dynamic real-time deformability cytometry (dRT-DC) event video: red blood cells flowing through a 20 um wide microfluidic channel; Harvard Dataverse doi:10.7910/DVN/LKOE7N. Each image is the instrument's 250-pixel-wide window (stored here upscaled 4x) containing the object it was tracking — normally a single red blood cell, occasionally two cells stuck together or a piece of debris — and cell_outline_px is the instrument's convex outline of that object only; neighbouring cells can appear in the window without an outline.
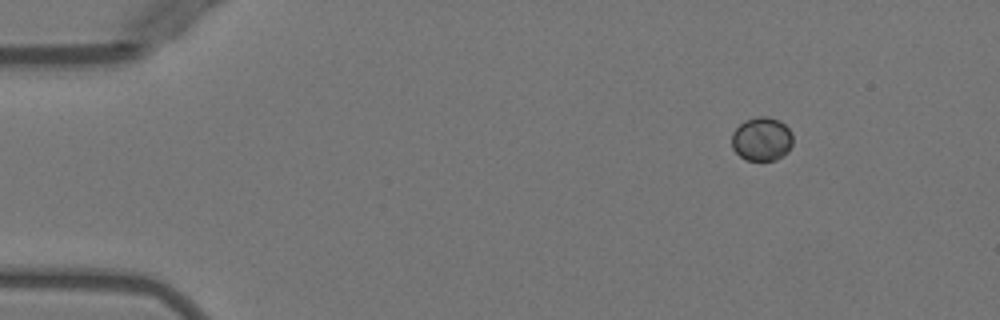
{"species": "Egyptian fruit bat (a non-hibernating species)", "species_latin": "Rousettus aegyptiacus", "temperature_condition": "warm", "stored_images_in_passage": 47, "camera_frame_rate_fps": 3000, "um_per_image_px": 0.085, "animal": {"sex": "female"}, "frame": {"image": 1, "passage_image": 1, "time_ms": 0.0, "image_size_px": [1000, 320], "cell_outline_px": [[792, 144], [788, 152], [776, 160], [744, 160], [732, 148], [732, 132], [744, 120], [756, 116], [768, 116], [780, 120], [792, 132]], "centroid_in_image_um": [64.75, 11.81], "position_along_channel_um": 20.3, "area_um2": 15.78}}
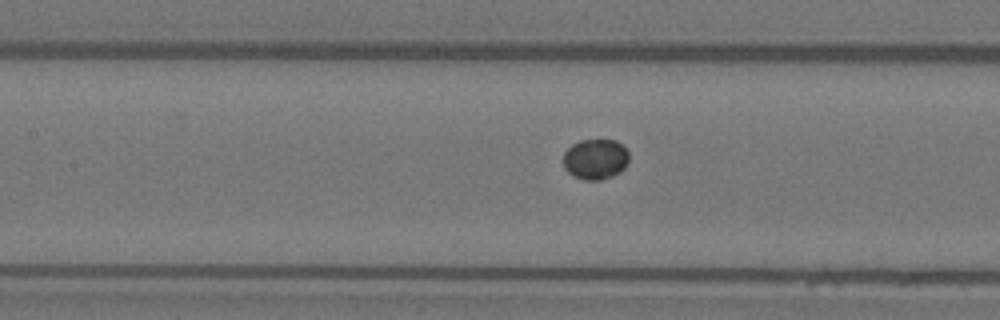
{"frame": {"image": 2, "passage_image": 18, "time_ms": 5.667, "image_size_px": [1000, 320], "cell_outline_px": [[628, 160], [624, 168], [620, 172], [612, 176], [600, 180], [584, 180], [572, 176], [564, 168], [564, 152], [572, 144], [580, 140], [616, 140], [628, 152]], "centroid_in_image_um": [50.59, 13.54], "position_along_channel_um": 156.8, "area_um2": 15.49}}
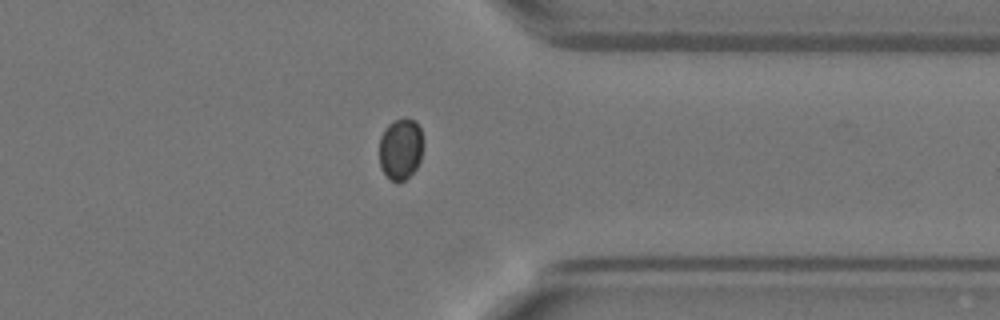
{"frame": {"image": 3, "passage_image": 35, "time_ms": 11.333, "image_size_px": [1000, 320], "cell_outline_px": [[420, 160], [416, 168], [404, 180], [392, 180], [380, 168], [380, 136], [384, 128], [392, 120], [416, 120], [420, 128]], "centroid_in_image_um": [34.01, 12.64], "position_along_channel_um": 377.4, "area_um2": 15.14}}